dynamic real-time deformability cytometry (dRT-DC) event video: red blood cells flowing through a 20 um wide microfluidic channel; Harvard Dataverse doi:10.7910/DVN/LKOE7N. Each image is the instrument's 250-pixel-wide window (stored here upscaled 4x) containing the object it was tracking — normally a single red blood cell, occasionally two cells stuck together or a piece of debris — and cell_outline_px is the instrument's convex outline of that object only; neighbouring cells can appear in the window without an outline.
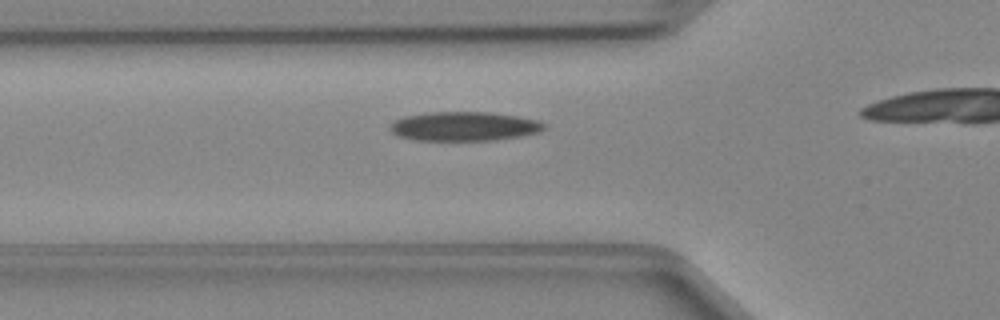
{"species": "Egyptian fruit bat (a non-hibernating species)", "species_latin": "Rousettus aegyptiacus", "temperature_condition": "cold", "stored_images_in_passage": 18, "camera_frame_rate_fps": 3000, "um_per_image_px": 0.085, "animal": {"sex": "female"}, "frame": {"image": 1, "passage_image": 11, "time_ms": 3.333, "image_size_px": [1000, 320], "cell_outline_px": [[548, 128], [540, 132], [520, 136], [496, 140], [416, 140], [396, 136], [388, 128], [396, 120], [404, 116], [428, 112], [488, 112], [516, 116], [540, 120], [548, 124]], "centroid_in_image_um": [39.5, 10.74], "position_along_channel_um": 86.3, "area_um2": 26.41}}
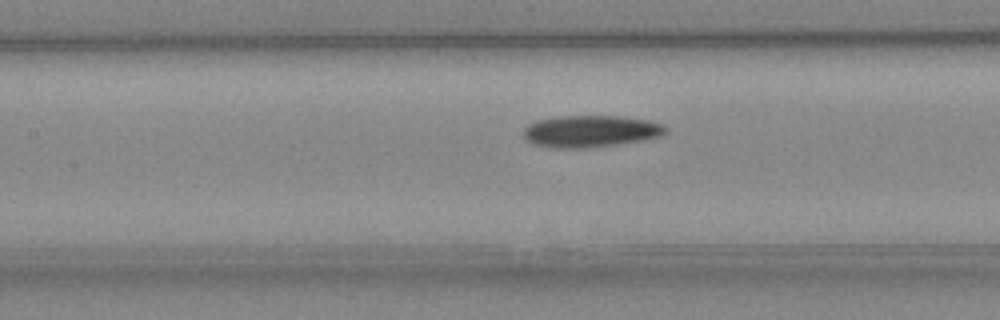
{"frame": {"image": 2, "passage_image": 16, "time_ms": 5.0, "image_size_px": [1000, 320], "cell_outline_px": [[668, 128], [660, 136], [640, 140], [592, 148], [552, 148], [532, 144], [524, 140], [524, 128], [528, 124], [536, 120], [560, 116], [620, 116], [648, 120], [664, 124]], "centroid_in_image_um": [50.15, 11.16], "position_along_channel_um": 157.3, "area_um2": 26.53}}